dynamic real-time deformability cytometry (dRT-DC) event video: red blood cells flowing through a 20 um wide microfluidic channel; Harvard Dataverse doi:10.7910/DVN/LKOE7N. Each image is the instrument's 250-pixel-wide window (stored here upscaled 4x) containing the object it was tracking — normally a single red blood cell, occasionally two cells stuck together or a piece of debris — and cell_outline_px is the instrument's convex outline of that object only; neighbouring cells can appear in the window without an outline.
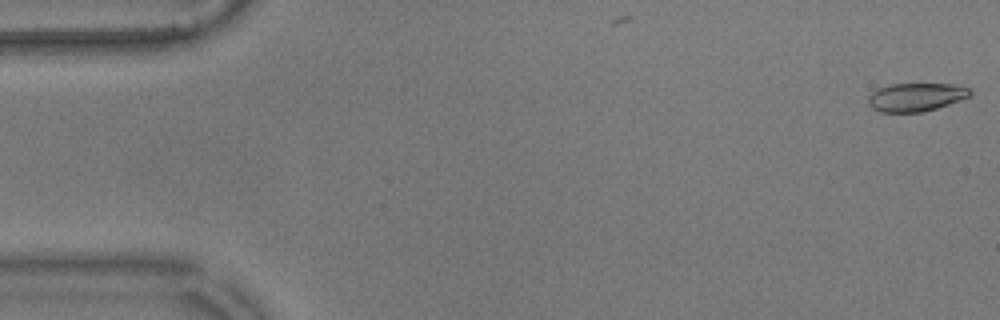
{"species": "common noctule bat (a hibernating species)", "species_latin": "Nyctalus noctula", "temperature_condition": "warm", "stored_images_in_passage": 8, "camera_frame_rate_fps": 3000, "um_per_image_px": 0.085, "animal": {"sex": "male", "body_mass_g": 17.9}, "frame": {"image": 1, "passage_image": 1, "time_ms": 0.0, "image_size_px": [1000, 320], "cell_outline_px": [[972, 92], [968, 96], [960, 100], [936, 108], [920, 112], [880, 112], [872, 108], [868, 104], [868, 96], [872, 92], [880, 88], [892, 84], [952, 84], [968, 88]], "centroid_in_image_um": [77.82, 8.26], "position_along_channel_um": 7.2, "area_um2": 16.59}}